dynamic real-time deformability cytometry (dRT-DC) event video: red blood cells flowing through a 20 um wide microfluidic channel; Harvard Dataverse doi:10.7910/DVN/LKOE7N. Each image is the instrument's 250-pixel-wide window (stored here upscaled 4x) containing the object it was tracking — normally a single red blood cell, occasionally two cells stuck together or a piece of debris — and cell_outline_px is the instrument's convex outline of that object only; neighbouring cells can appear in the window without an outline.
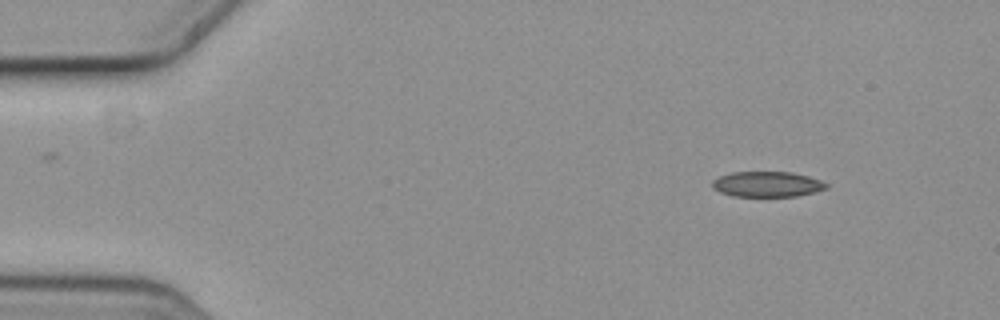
{"species": "common noctule bat (a hibernating species)", "species_latin": "Nyctalus noctula", "temperature_condition": "cold", "stored_images_in_passage": 5, "segment_of_instrument_passage": [1, 2], "camera_frame_rate_fps": 3000, "um_per_image_px": 0.085, "animal": {"sex": "female", "body_mass_g": 19.3, "forearm_length_mm": 54.1}, "frame": {"image": 1, "passage_image": 1, "time_ms": 0.0, "image_size_px": [1000, 320], "cell_outline_px": [[828, 188], [796, 196], [732, 196], [720, 192], [712, 188], [712, 180], [720, 176], [732, 172], [792, 172], [808, 176], [820, 180], [828, 184]], "centroid_in_image_um": [65.19, 15.65], "position_along_channel_um": 19.8, "area_um2": 16.82}}
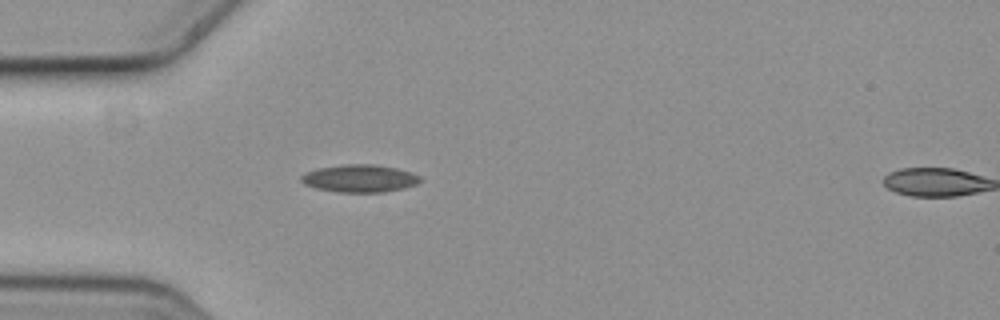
{"frame": {"image": 2, "passage_image": 4, "time_ms": 1.0, "image_size_px": [1000, 320], "cell_outline_px": [[424, 180], [416, 184], [404, 188], [384, 192], [336, 192], [316, 188], [304, 184], [300, 180], [300, 176], [304, 172], [316, 168], [344, 164], [372, 164], [396, 168], [412, 172], [420, 176]], "centroid_in_image_um": [30.56, 15.16], "position_along_channel_um": 54.4, "area_um2": 19.36}}